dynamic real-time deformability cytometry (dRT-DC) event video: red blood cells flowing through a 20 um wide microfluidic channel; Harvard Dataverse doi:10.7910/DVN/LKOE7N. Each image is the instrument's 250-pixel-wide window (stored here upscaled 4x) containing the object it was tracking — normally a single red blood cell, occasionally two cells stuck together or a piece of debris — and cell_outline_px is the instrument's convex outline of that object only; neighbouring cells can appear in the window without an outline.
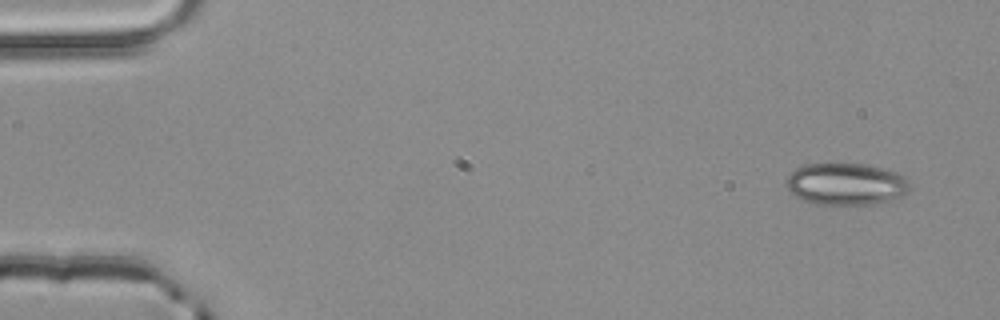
{"species": "common noctule bat (a hibernating species)", "species_latin": "Nyctalus noctula", "temperature_condition": "room temperature", "stored_images_in_passage": 4, "camera_frame_rate_fps": 3000, "um_per_image_px": 0.085, "animal": {"sex": "male", "body_mass_g": 20.4}, "frame": {"image": 1, "passage_image": 1, "time_ms": 0.0, "image_size_px": [1000, 320], "cell_outline_px": [[908, 192], [904, 196], [892, 200], [876, 204], [816, 204], [800, 200], [784, 184], [784, 180], [796, 168], [808, 164], [864, 164], [896, 172], [904, 176], [908, 180]], "centroid_in_image_um": [71.9, 15.66], "position_along_channel_um": 13.1, "area_um2": 30.23}}